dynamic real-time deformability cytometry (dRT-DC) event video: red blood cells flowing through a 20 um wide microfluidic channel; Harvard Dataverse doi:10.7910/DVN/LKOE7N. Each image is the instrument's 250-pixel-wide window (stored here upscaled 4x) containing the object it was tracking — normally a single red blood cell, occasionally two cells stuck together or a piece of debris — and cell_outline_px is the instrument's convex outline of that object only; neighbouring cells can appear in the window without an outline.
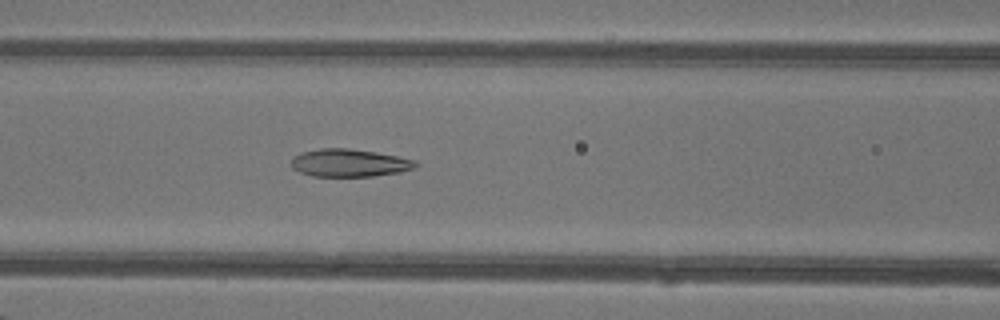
{"species": "common noctule bat (a hibernating species)", "species_latin": "Nyctalus noctula", "temperature_condition": "warm", "stored_images_in_passage": 47, "camera_frame_rate_fps": 3000, "um_per_image_px": 0.085, "animal": {"sex": "female"}, "frame": {"image": 1, "passage_image": 20, "time_ms": 6.333, "image_size_px": [1000, 320], "cell_outline_px": [[420, 164], [416, 168], [400, 172], [372, 176], [312, 176], [300, 172], [292, 168], [292, 156], [300, 152], [320, 148], [348, 148], [376, 152], [416, 160]], "centroid_in_image_um": [29.7, 13.84], "position_along_channel_um": 136.9, "area_um2": 20.23}}
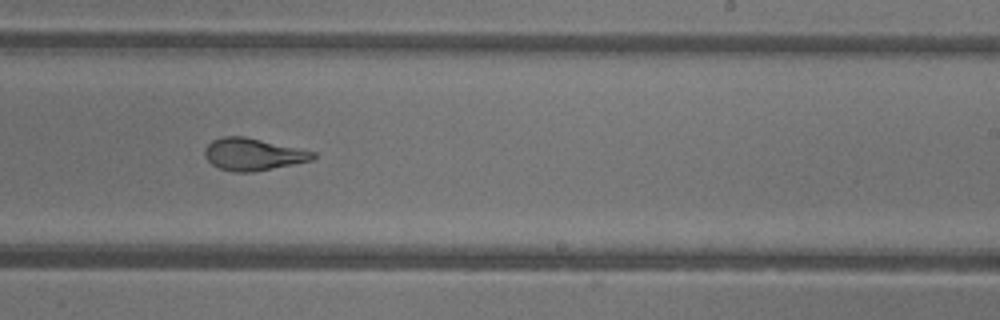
{"frame": {"image": 2, "passage_image": 29, "time_ms": 9.333, "image_size_px": [1000, 320], "cell_outline_px": [[316, 156], [312, 160], [252, 172], [232, 172], [220, 168], [212, 164], [204, 156], [204, 148], [212, 140], [224, 136], [244, 136], [316, 152]], "centroid_in_image_um": [21.47, 13.11], "position_along_channel_um": 267.5, "area_um2": 20.11}}
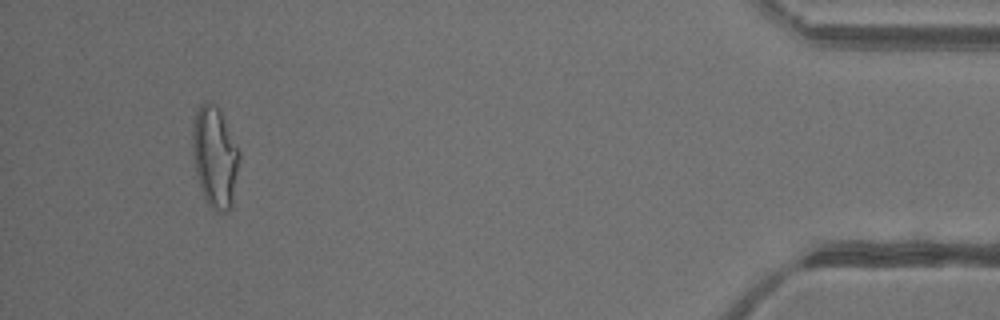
{"frame": {"image": 3, "passage_image": 44, "time_ms": 14.333, "image_size_px": [1000, 320], "cell_outline_px": [[240, 156], [232, 208], [228, 212], [216, 212], [208, 204], [204, 196], [196, 172], [192, 156], [192, 128], [196, 112], [200, 104], [204, 100], [216, 104], [240, 152]], "centroid_in_image_um": [18.26, 13.35], "position_along_channel_um": 416.9, "area_um2": 27.57}, "authors_computed_cell_mechanics": {"area_um2": 22.5998, "velocity_mm_per_s": 4.3644, "shape_relaxation_time_tau1_ms": 6.1378, "shape_relaxation_time_tau2_ms": 1.5096, "deformation_change_tau1": 0.2409, "deformation_change_tau2": 0.1083}}